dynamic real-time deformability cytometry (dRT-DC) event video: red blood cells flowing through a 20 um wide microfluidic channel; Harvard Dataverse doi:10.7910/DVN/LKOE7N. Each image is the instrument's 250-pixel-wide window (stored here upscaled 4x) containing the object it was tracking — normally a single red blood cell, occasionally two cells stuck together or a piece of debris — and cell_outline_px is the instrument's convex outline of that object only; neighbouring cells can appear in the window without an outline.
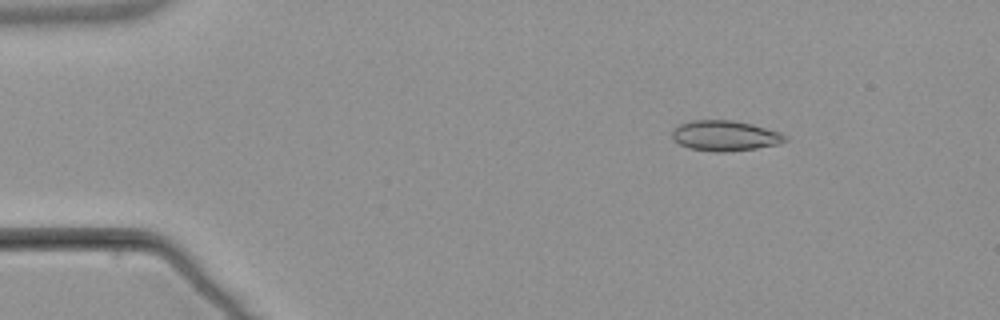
{"species": "common noctule bat (a hibernating species)", "species_latin": "Nyctalus noctula", "temperature_condition": "warm", "stored_images_in_passage": 5, "camera_frame_rate_fps": 3000, "um_per_image_px": 0.085, "animal": {"sex": "male", "body_mass_g": 21.5, "forearm_length_mm": 52.0}, "frame": {"image": 1, "passage_image": 3, "time_ms": 2.333, "image_size_px": [1000, 320], "cell_outline_px": [[788, 140], [776, 144], [756, 148], [724, 152], [716, 152], [688, 148], [672, 140], [672, 132], [680, 124], [692, 120], [732, 120], [752, 124], [780, 132]], "centroid_in_image_um": [61.59, 11.53], "position_along_channel_um": 23.4, "area_um2": 19.83}}
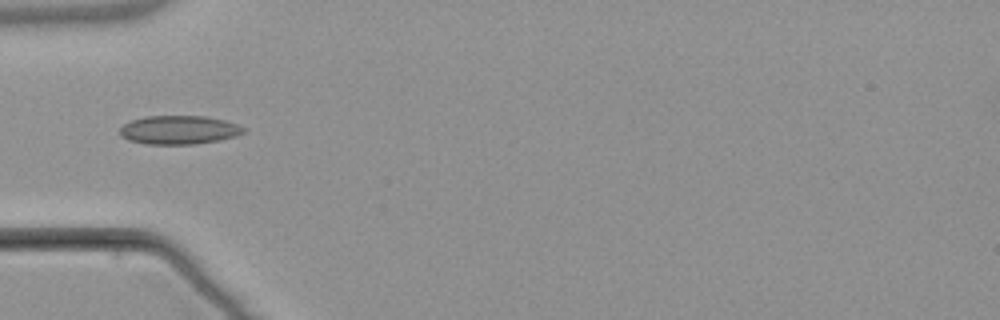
{"frame": {"image": 2, "passage_image": 5, "time_ms": 5.667, "image_size_px": [1000, 320], "cell_outline_px": [[248, 128], [244, 132], [236, 136], [196, 144], [144, 144], [128, 140], [120, 136], [120, 128], [124, 124], [132, 120], [144, 116], [204, 116], [224, 120]], "centroid_in_image_um": [15.19, 11.04], "position_along_channel_um": 69.8, "area_um2": 20.69}}